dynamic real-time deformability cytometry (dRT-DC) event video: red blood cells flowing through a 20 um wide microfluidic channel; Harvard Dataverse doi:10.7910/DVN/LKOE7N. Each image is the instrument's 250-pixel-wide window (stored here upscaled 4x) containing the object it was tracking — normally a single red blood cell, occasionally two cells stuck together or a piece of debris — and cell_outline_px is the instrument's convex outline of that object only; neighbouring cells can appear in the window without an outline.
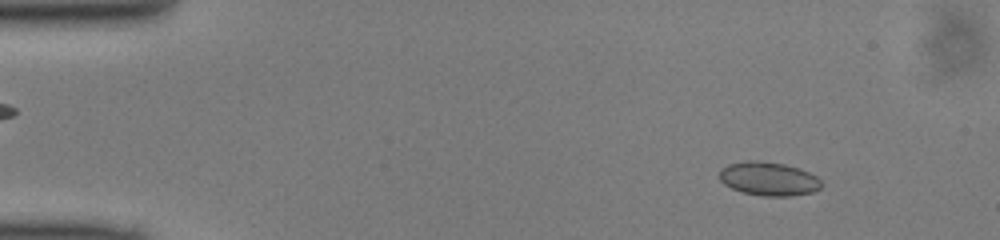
{"species": "common noctule bat (a hibernating species)", "species_latin": "Nyctalus noctula", "temperature_condition": "cold", "stored_images_in_passage": 49, "camera_frame_rate_fps": 3000, "um_per_image_px": 0.085, "animal": {"sex": "male", "body_mass_g": 13.0, "forearm_length_mm": 53.1}, "frame": {"image": 1, "passage_image": 6, "time_ms": 1.667, "image_size_px": [1000, 240], "cell_outline_px": [[820, 188], [812, 192], [792, 196], [764, 196], [744, 192], [732, 188], [724, 184], [720, 180], [720, 168], [728, 164], [748, 160], [752, 160], [784, 164], [800, 168], [816, 176], [820, 180]], "centroid_in_image_um": [65.32, 15.19], "position_along_channel_um": 19.7, "area_um2": 19.88}}
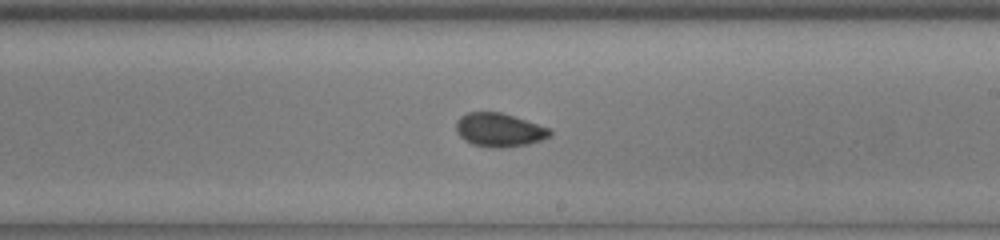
{"frame": {"image": 2, "passage_image": 29, "time_ms": 9.333, "image_size_px": [1000, 240], "cell_outline_px": [[552, 136], [544, 140], [528, 144], [504, 148], [492, 148], [472, 144], [464, 140], [456, 132], [456, 120], [460, 116], [468, 112], [500, 112], [552, 128]], "centroid_in_image_um": [42.47, 11.05], "position_along_channel_um": 246.5, "area_um2": 18.73}}
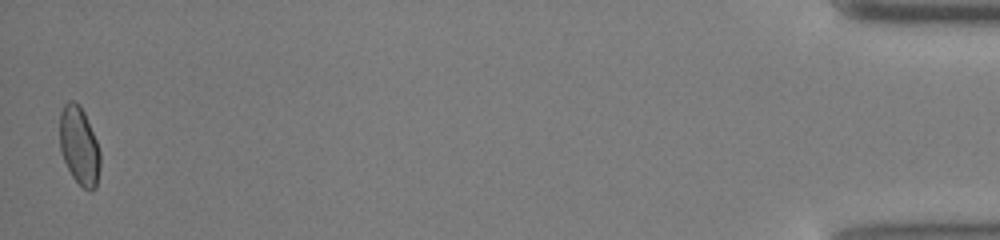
{"frame": {"image": 3, "passage_image": 49, "time_ms": 16.0, "image_size_px": [1000, 240], "cell_outline_px": [[100, 168], [96, 188], [92, 192], [88, 192], [72, 176], [64, 160], [60, 148], [60, 112], [64, 104], [68, 100], [72, 100], [80, 104], [84, 112], [96, 140], [100, 152]], "centroid_in_image_um": [6.74, 12.4], "position_along_channel_um": 428.5, "area_um2": 18.5}}